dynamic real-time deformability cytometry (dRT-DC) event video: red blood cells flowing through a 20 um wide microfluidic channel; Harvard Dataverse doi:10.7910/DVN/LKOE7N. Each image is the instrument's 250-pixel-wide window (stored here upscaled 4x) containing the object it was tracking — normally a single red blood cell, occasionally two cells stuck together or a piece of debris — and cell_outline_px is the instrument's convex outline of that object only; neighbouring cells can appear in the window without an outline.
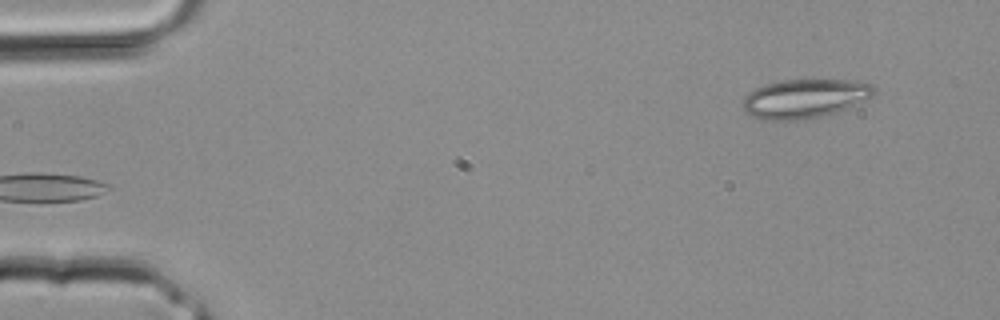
{"species": "common noctule bat (a hibernating species)", "species_latin": "Nyctalus noctula", "temperature_condition": "room temperature", "stored_images_in_passage": 2, "camera_frame_rate_fps": 3000, "um_per_image_px": 0.085, "animal": {"sex": "male", "body_mass_g": 20.4}, "frame": {"image": 1, "passage_image": 2, "time_ms": 0.333, "image_size_px": [1000, 320], "cell_outline_px": [[876, 92], [872, 96], [836, 112], [804, 120], [760, 120], [744, 112], [740, 104], [744, 96], [748, 92], [764, 84], [784, 80], [856, 80], [872, 84], [876, 88]], "centroid_in_image_um": [68.34, 8.38], "position_along_channel_um": 16.7, "area_um2": 30.06}}